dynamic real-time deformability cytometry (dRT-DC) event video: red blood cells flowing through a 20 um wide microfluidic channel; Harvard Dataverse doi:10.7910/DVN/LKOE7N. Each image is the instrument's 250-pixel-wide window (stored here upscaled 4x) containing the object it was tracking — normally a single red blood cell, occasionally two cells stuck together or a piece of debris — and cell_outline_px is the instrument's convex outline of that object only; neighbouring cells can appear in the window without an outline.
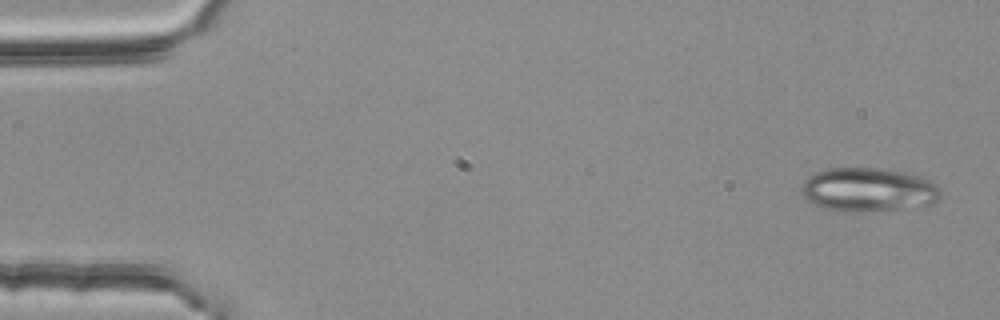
{"species": "common noctule bat (a hibernating species)", "species_latin": "Nyctalus noctula", "temperature_condition": "room temperature", "stored_images_in_passage": 4, "camera_frame_rate_fps": 3000, "um_per_image_px": 0.085, "animal": {"sex": "female", "body_mass_g": 25.1}, "frame": {"image": 1, "passage_image": 1, "time_ms": 0.0, "image_size_px": [1000, 320], "cell_outline_px": [[940, 196], [936, 204], [868, 212], [844, 212], [824, 208], [808, 200], [800, 192], [800, 184], [808, 176], [816, 172], [828, 168], [880, 168], [904, 172], [924, 176], [936, 184], [940, 192]], "centroid_in_image_um": [73.81, 16.12], "position_along_channel_um": 11.2, "area_um2": 36.01}}